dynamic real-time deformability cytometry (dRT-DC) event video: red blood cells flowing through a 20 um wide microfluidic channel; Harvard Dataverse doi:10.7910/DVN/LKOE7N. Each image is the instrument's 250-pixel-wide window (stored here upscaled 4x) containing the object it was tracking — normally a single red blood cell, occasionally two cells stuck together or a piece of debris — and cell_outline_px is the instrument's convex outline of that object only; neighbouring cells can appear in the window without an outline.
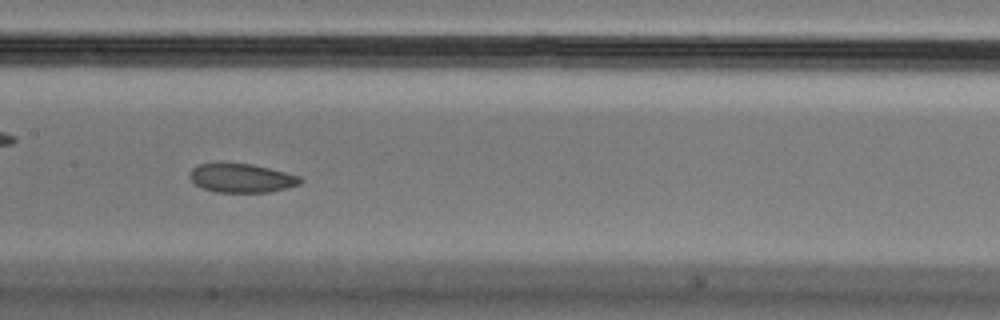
{"species": "Egyptian fruit bat (a non-hibernating species)", "species_latin": "Rousettus aegyptiacus", "temperature_condition": "cold", "stored_images_in_passage": 50, "segment_of_instrument_passage": [1, 2], "camera_frame_rate_fps": 3000, "um_per_image_px": 0.085, "animal": {"sex": "male"}, "frame": {"image": 1, "passage_image": 22, "time_ms": 7.0, "image_size_px": [1000, 320], "cell_outline_px": [[304, 180], [300, 184], [288, 188], [268, 192], [216, 192], [204, 188], [196, 184], [188, 176], [188, 172], [192, 168], [200, 164], [216, 160], [252, 164], [300, 176]], "centroid_in_image_um": [20.49, 15.1], "position_along_channel_um": 186.9, "area_um2": 19.13}}
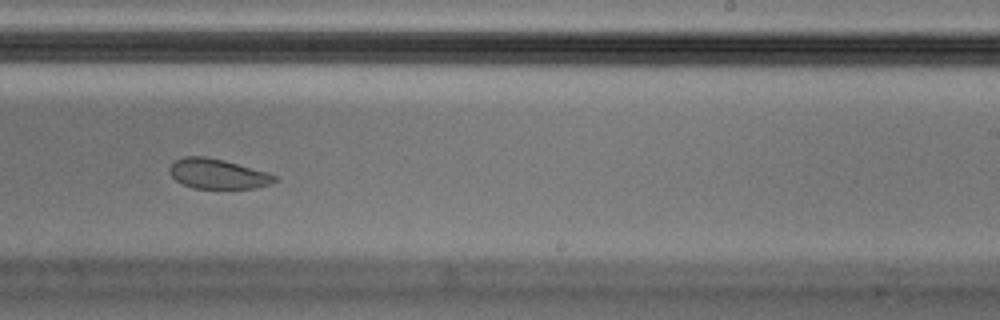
{"frame": {"image": 2, "passage_image": 29, "time_ms": 9.333, "image_size_px": [1000, 320], "cell_outline_px": [[276, 180], [268, 184], [256, 188], [192, 188], [176, 180], [172, 176], [168, 168], [176, 160], [184, 156], [204, 156], [224, 160], [268, 172], [276, 176]], "centroid_in_image_um": [18.49, 14.77], "position_along_channel_um": 270.5, "area_um2": 18.15}}